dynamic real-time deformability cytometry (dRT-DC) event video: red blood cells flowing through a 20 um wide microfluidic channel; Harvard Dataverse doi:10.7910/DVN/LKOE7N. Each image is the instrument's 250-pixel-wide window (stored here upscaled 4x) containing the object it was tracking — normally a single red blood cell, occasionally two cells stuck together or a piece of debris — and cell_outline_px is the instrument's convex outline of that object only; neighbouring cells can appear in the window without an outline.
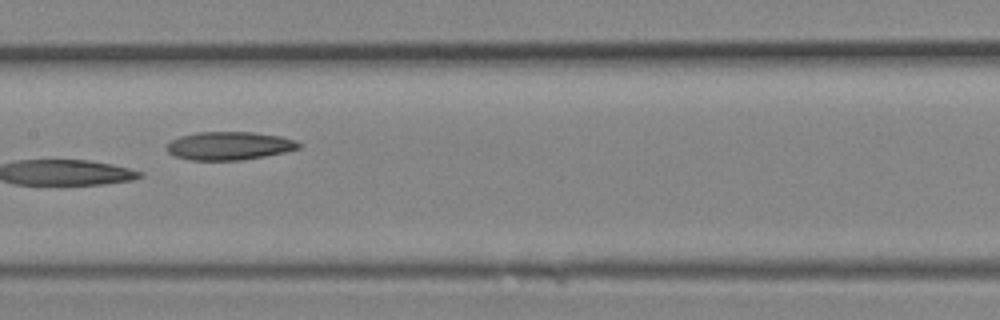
{"species": "Egyptian fruit bat (a non-hibernating species)", "species_latin": "Rousettus aegyptiacus", "temperature_condition": "room temperature", "stored_images_in_passage": 19, "camera_frame_rate_fps": 3000, "um_per_image_px": 0.085, "animal": {"sex": "female"}, "frame": {"image": 1, "passage_image": 9, "time_ms": 2.667, "image_size_px": [1000, 320], "cell_outline_px": [[300, 148], [284, 152], [264, 156], [240, 160], [188, 160], [176, 156], [168, 152], [168, 144], [172, 140], [180, 136], [196, 132], [252, 132], [280, 136], [296, 140], [300, 144]], "centroid_in_image_um": [19.49, 12.39], "position_along_channel_um": 187.9, "area_um2": 21.56}}
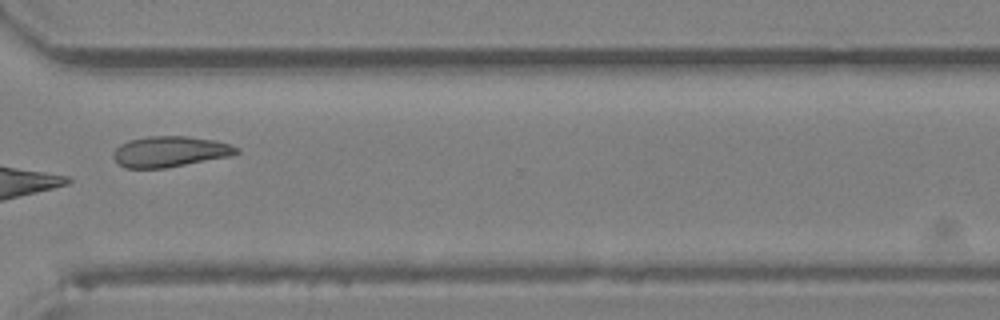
{"frame": {"image": 2, "passage_image": 14, "time_ms": 4.333, "image_size_px": [1000, 320], "cell_outline_px": [[240, 152], [232, 156], [164, 168], [124, 168], [116, 164], [112, 156], [116, 148], [120, 144], [128, 140], [148, 136], [188, 136], [216, 140], [240, 148]], "centroid_in_image_um": [14.44, 12.88], "position_along_channel_um": 356.2, "area_um2": 22.31}}